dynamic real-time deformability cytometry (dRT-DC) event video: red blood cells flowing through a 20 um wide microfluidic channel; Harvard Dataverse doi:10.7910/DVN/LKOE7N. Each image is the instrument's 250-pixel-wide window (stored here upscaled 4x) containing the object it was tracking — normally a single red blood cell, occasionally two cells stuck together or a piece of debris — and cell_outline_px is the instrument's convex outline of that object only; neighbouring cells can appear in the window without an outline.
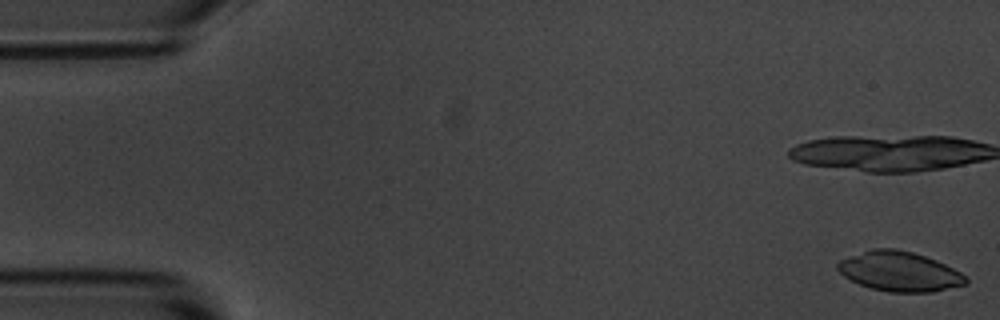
{"species": "common noctule bat (a hibernating species)", "species_latin": "Nyctalus noctula", "temperature_condition": "room temperature", "stored_images_in_passage": 14, "camera_frame_rate_fps": 3000, "um_per_image_px": 0.085, "animal": {"sex": "male", "body_mass_g": 20.1, "forearm_length_mm": 53.5}, "frame": {"image": 1, "passage_image": 1, "time_ms": 0.0, "image_size_px": [1000, 320], "cell_outline_px": [[968, 280], [964, 284], [932, 292], [888, 292], [872, 288], [860, 284], [844, 276], [836, 268], [836, 264], [840, 260], [872, 248], [896, 248], [912, 252], [936, 260], [960, 272]], "centroid_in_image_um": [76.43, 23.07], "position_along_channel_um": 8.6, "area_um2": 29.3}}